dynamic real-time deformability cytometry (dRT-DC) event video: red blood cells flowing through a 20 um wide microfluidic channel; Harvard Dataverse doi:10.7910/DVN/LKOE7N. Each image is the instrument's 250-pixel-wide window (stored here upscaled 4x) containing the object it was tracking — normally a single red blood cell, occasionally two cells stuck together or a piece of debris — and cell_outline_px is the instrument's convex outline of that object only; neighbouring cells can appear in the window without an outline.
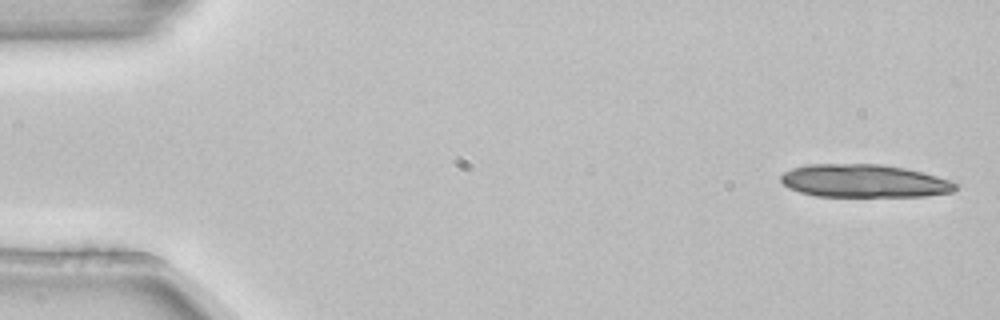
{"species": "common noctule bat (a hibernating species)", "species_latin": "Nyctalus noctula", "temperature_condition": "room temperature", "stored_images_in_passage": 5, "camera_frame_rate_fps": 3000, "um_per_image_px": 0.085, "animal": {"sex": "female", "body_mass_g": 22.7, "forearm_length_mm": 54.2}, "frame": {"image": 1, "passage_image": 1, "time_ms": 0.0, "image_size_px": [1000, 320], "cell_outline_px": [[960, 184], [952, 192], [924, 196], [816, 196], [800, 192], [788, 188], [780, 180], [780, 176], [784, 172], [792, 168], [808, 164], [884, 164], [904, 168], [936, 176]], "centroid_in_image_um": [73.42, 15.38], "position_along_channel_um": 11.6, "area_um2": 33.52}}